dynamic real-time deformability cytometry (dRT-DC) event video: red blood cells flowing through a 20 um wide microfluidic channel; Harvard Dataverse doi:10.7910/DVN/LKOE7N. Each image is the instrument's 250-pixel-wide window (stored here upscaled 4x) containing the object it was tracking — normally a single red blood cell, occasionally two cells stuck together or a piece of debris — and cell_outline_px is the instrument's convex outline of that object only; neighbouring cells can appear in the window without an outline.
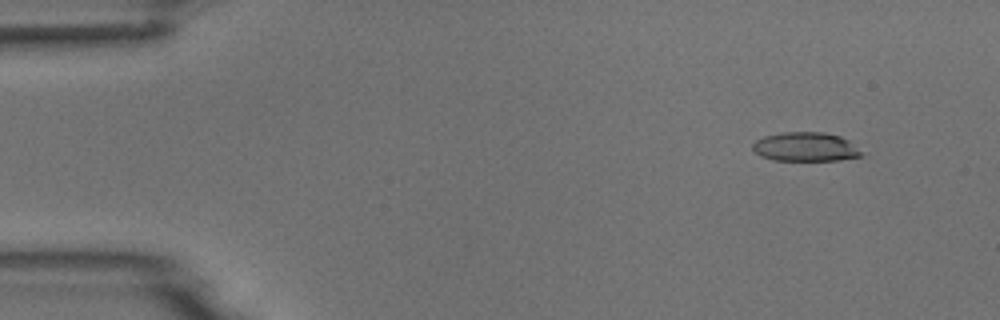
{"species": "common noctule bat (a hibernating species)", "species_latin": "Nyctalus noctula", "temperature_condition": "room temperature", "stored_images_in_passage": 4, "camera_frame_rate_fps": 3000, "um_per_image_px": 0.085, "animal": {"sex": "male", "body_mass_g": 18.8}, "frame": {"image": 1, "passage_image": 2, "time_ms": 0.333, "image_size_px": [1000, 320], "cell_outline_px": [[864, 156], [840, 160], [772, 160], [760, 156], [752, 148], [752, 144], [756, 140], [764, 136], [784, 132], [824, 132], [840, 136], [848, 140]], "centroid_in_image_um": [68.44, 12.48], "position_along_channel_um": 16.6, "area_um2": 18.32}}
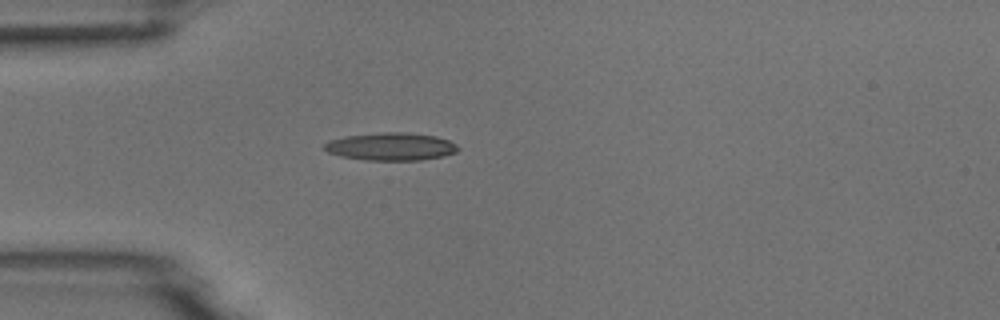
{"frame": {"image": 2, "passage_image": 4, "time_ms": 1.0, "image_size_px": [1000, 320], "cell_outline_px": [[460, 148], [456, 152], [444, 156], [420, 160], [364, 160], [340, 156], [328, 152], [324, 148], [324, 144], [328, 140], [344, 136], [380, 132], [408, 132], [436, 136], [448, 140], [456, 144]], "centroid_in_image_um": [33.22, 12.45], "position_along_channel_um": 51.8, "area_um2": 21.79}}